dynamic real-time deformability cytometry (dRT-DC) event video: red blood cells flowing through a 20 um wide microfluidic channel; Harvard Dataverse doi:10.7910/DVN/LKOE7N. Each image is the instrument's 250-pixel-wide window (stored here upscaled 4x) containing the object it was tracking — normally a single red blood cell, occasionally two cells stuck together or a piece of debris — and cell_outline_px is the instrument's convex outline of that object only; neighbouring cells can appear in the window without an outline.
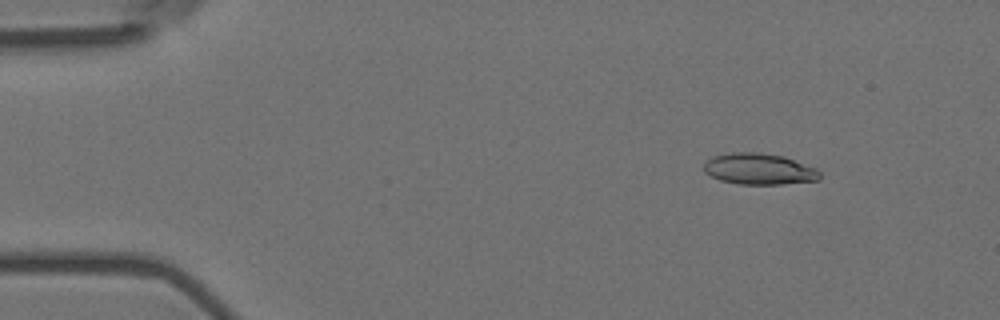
{"species": "Egyptian fruit bat (a non-hibernating species)", "species_latin": "Rousettus aegyptiacus", "temperature_condition": "room temperature", "stored_images_in_passage": 5, "camera_frame_rate_fps": 3000, "um_per_image_px": 0.085, "animal": {"sex": "female"}, "frame": {"image": 1, "passage_image": 2, "time_ms": 0.333, "image_size_px": [1000, 320], "cell_outline_px": [[820, 180], [780, 184], [740, 184], [720, 180], [704, 172], [704, 164], [712, 156], [732, 152], [756, 152], [784, 156], [816, 168], [820, 172]], "centroid_in_image_um": [64.53, 14.36], "position_along_channel_um": 20.5, "area_um2": 21.04}}
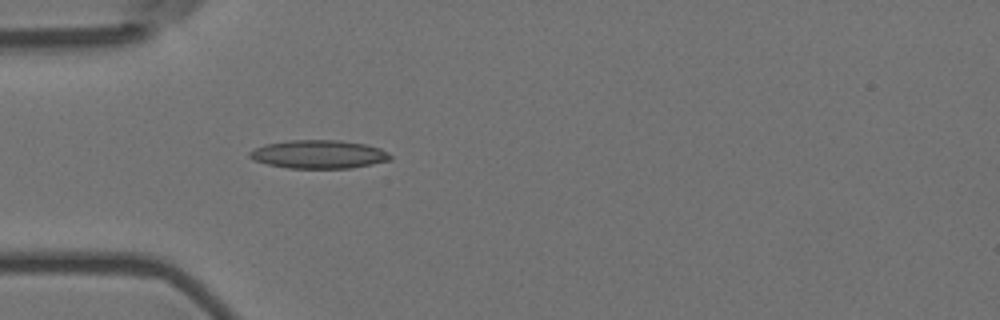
{"frame": {"image": 2, "passage_image": 5, "time_ms": 1.333, "image_size_px": [1000, 320], "cell_outline_px": [[392, 160], [352, 168], [288, 168], [268, 164], [256, 160], [248, 156], [248, 152], [264, 144], [288, 140], [340, 140], [364, 144], [380, 148], [388, 152], [392, 156]], "centroid_in_image_um": [27.12, 13.11], "position_along_channel_um": 57.9, "area_um2": 23.29}}